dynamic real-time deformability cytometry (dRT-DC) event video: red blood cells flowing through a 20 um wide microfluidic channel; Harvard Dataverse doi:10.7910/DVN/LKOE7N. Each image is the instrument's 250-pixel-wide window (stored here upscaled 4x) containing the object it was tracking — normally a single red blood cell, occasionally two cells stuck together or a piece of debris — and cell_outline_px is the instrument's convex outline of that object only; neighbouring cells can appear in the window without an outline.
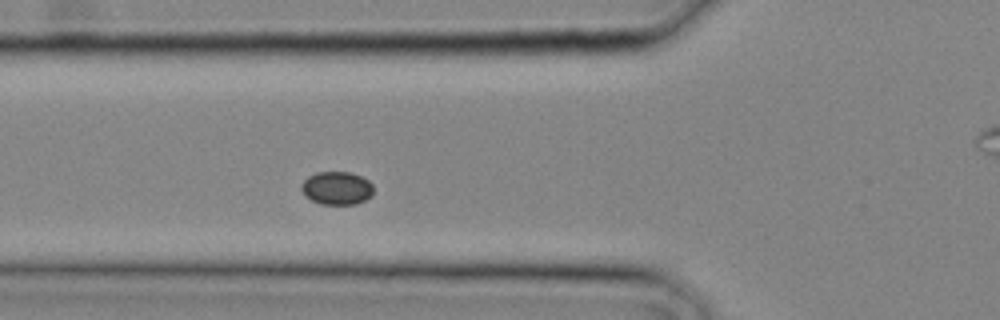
{"species": "common noctule bat (a hibernating species)", "species_latin": "Nyctalus noctula", "temperature_condition": "cold", "stored_images_in_passage": 25, "camera_frame_rate_fps": 3000, "um_per_image_px": 0.085, "animal": {"sex": "male", "body_mass_g": 20.4}, "frame": {"image": 1, "passage_image": 8, "time_ms": 2.333, "image_size_px": [1000, 320], "cell_outline_px": [[372, 196], [356, 204], [320, 204], [304, 196], [300, 188], [300, 184], [308, 176], [316, 172], [352, 172], [368, 180], [372, 184]], "centroid_in_image_um": [28.6, 15.98], "position_along_channel_um": 97.2, "area_um2": 14.05}}
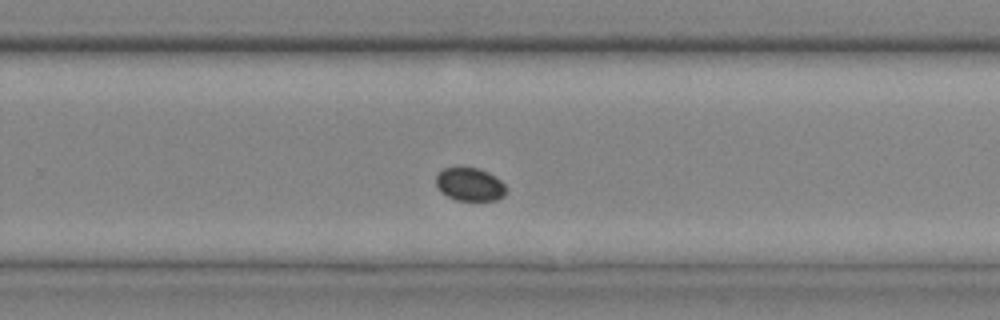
{"frame": {"image": 2, "passage_image": 17, "time_ms": 5.333, "image_size_px": [1000, 320], "cell_outline_px": [[504, 196], [496, 200], [456, 200], [448, 196], [436, 184], [436, 176], [444, 168], [476, 168], [488, 172], [500, 180], [504, 184]], "centroid_in_image_um": [39.94, 15.67], "position_along_channel_um": 289.9, "area_um2": 13.12}}
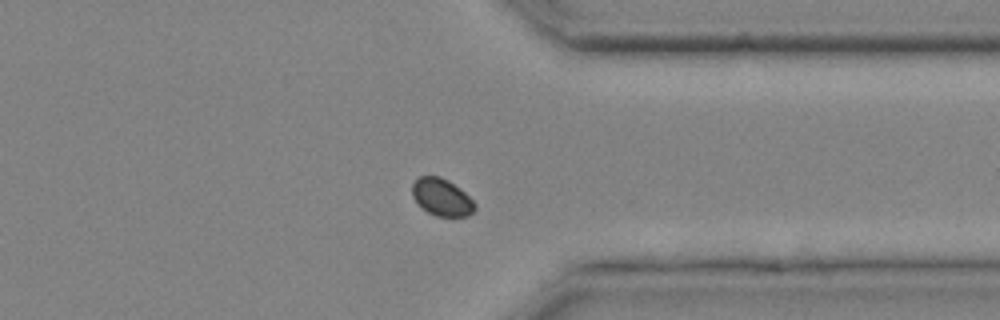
{"frame": {"image": 3, "passage_image": 21, "time_ms": 6.667, "image_size_px": [1000, 320], "cell_outline_px": [[476, 208], [468, 216], [436, 216], [420, 208], [412, 196], [412, 184], [420, 176], [440, 176], [448, 180], [460, 188], [476, 204]], "centroid_in_image_um": [37.53, 16.76], "position_along_channel_um": 373.9, "area_um2": 13.64}}